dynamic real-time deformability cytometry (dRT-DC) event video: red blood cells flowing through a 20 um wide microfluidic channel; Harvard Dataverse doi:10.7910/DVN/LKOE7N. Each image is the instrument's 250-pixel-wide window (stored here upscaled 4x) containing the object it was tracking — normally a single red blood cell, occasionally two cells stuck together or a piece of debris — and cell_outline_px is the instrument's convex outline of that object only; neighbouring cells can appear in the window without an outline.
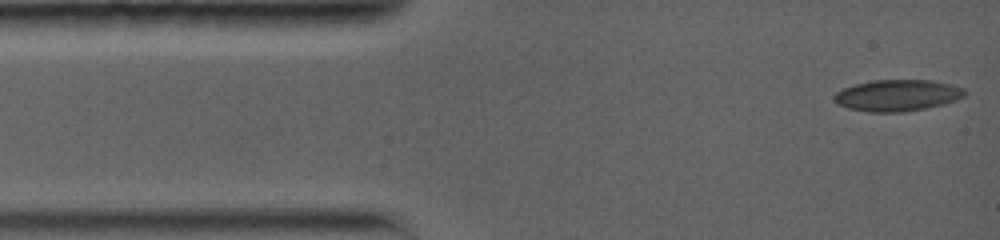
{"species": "common noctule bat (a hibernating species)", "species_latin": "Nyctalus noctula", "temperature_condition": "warm", "stored_images_in_passage": 6, "camera_frame_rate_fps": 5000, "um_per_image_px": 0.085, "animal": {"sex": "female", "body_mass_g": 19.0, "forearm_length_mm": 56.7}, "frame": {"image": 1, "passage_image": 1, "time_ms": 0.0, "image_size_px": [1000, 240], "cell_outline_px": [[964, 92], [960, 96], [952, 100], [940, 104], [900, 112], [872, 112], [852, 108], [840, 104], [832, 96], [836, 92], [844, 88], [856, 84], [872, 80], [932, 80], [964, 88]], "centroid_in_image_um": [76.21, 8.08], "position_along_channel_um": 8.8, "area_um2": 23.0}}
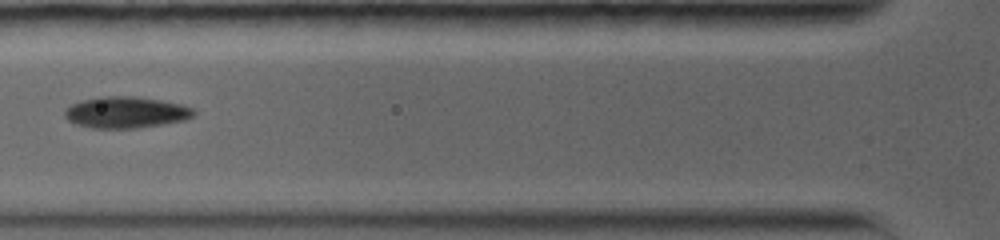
{"frame": {"image": 2, "passage_image": 5, "time_ms": 4.6, "image_size_px": [1000, 240], "cell_outline_px": [[196, 116], [184, 120], [164, 124], [136, 128], [92, 128], [76, 124], [68, 120], [64, 116], [64, 108], [72, 104], [84, 100], [100, 96], [136, 96], [160, 100], [180, 104], [192, 108], [196, 112]], "centroid_in_image_um": [10.7, 9.55], "position_along_channel_um": 115.1, "area_um2": 23.7}}
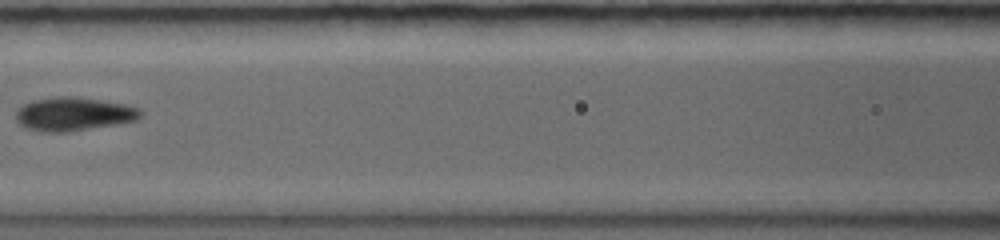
{"frame": {"image": 3, "passage_image": 6, "time_ms": 5.8, "image_size_px": [1000, 240], "cell_outline_px": [[144, 112], [136, 120], [68, 132], [40, 132], [24, 128], [16, 120], [16, 108], [32, 100], [56, 96], [72, 96], [100, 100], [124, 104], [140, 108]], "centroid_in_image_um": [6.2, 9.69], "position_along_channel_um": 160.4, "area_um2": 24.45}}